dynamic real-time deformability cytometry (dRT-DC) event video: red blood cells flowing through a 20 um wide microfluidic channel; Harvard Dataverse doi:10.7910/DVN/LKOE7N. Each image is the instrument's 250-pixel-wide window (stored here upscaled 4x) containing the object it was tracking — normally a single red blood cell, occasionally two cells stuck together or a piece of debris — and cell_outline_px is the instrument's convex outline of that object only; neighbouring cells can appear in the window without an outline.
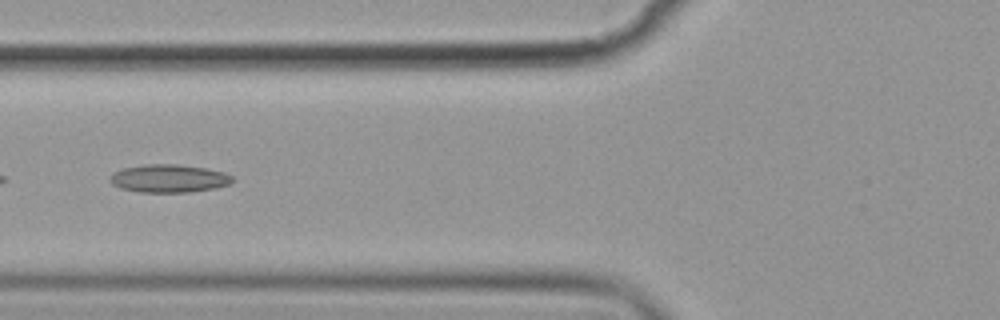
{"species": "common noctule bat (a hibernating species)", "species_latin": "Nyctalus noctula", "temperature_condition": "cold", "stored_images_in_passage": 37, "camera_frame_rate_fps": 3000, "um_per_image_px": 0.085, "animal": {"sex": "female", "body_mass_g": 19.9}, "frame": {"image": 1, "passage_image": 4, "time_ms": 1.0, "image_size_px": [1000, 320], "cell_outline_px": [[232, 180], [228, 184], [216, 188], [188, 192], [140, 192], [120, 188], [112, 184], [108, 180], [108, 176], [112, 172], [124, 168], [148, 164], [176, 164], [204, 168], [224, 172], [232, 176]], "centroid_in_image_um": [14.3, 15.17], "position_along_channel_um": 111.5, "area_um2": 19.94}}
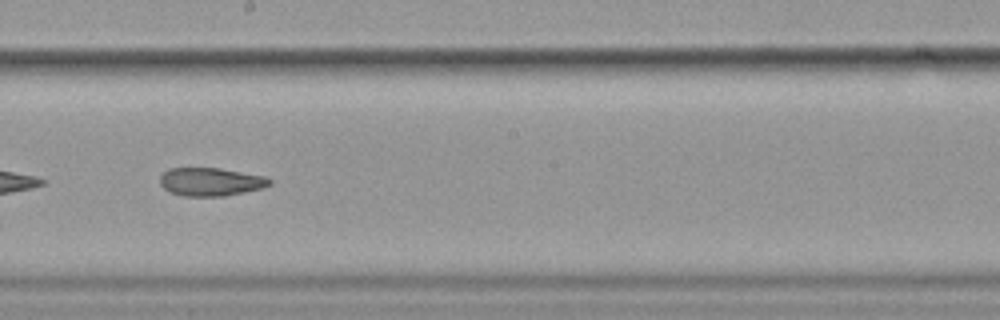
{"frame": {"image": 2, "passage_image": 14, "time_ms": 4.333, "image_size_px": [1000, 320], "cell_outline_px": [[272, 184], [260, 188], [244, 192], [224, 196], [184, 196], [168, 192], [160, 184], [160, 176], [168, 168], [220, 168], [264, 176], [272, 180]], "centroid_in_image_um": [17.88, 15.45], "position_along_channel_um": 230.3, "area_um2": 18.03}}
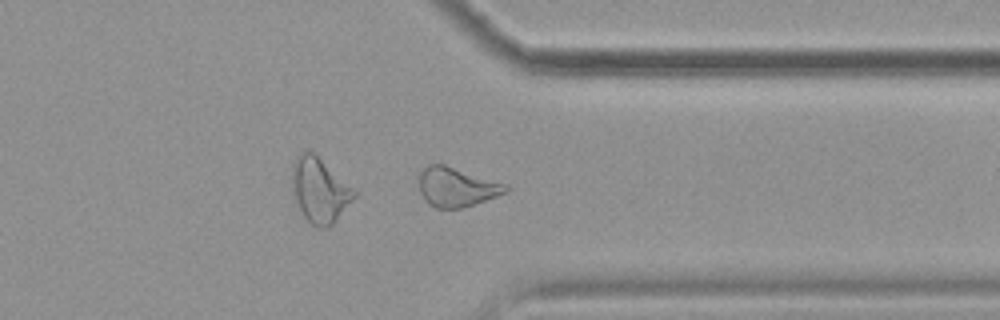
{"frame": {"image": 3, "passage_image": 26, "time_ms": 8.333, "image_size_px": [1000, 320], "cell_outline_px": [[512, 188], [508, 192], [464, 208], [436, 208], [428, 204], [424, 200], [420, 192], [420, 168], [428, 164], [444, 164], [508, 184]], "centroid_in_image_um": [38.83, 15.89], "position_along_channel_um": 372.6, "area_um2": 20.17}}